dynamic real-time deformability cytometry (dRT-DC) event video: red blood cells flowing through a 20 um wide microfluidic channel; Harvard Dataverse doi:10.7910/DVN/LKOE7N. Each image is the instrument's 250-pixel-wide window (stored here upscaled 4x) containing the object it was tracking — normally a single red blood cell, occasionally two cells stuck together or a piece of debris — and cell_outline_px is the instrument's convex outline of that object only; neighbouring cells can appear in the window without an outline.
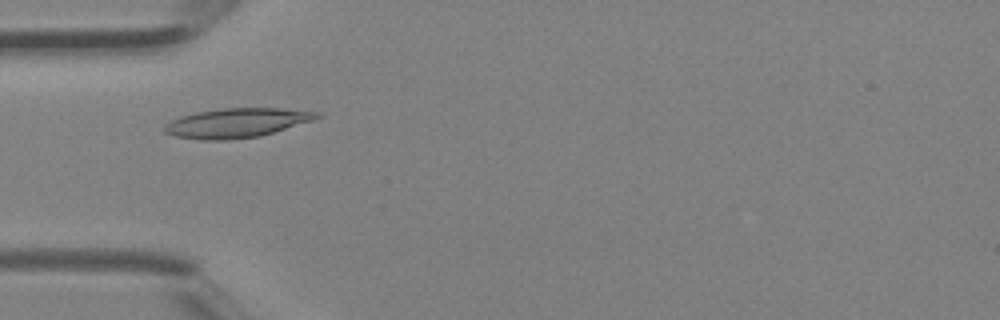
{"species": "Egyptian fruit bat (a non-hibernating species)", "species_latin": "Rousettus aegyptiacus", "temperature_condition": "room temperature", "stored_images_in_passage": 18, "camera_frame_rate_fps": 3000, "um_per_image_px": 0.085, "animal": {"sex": "female"}, "frame": {"image": 1, "passage_image": 1, "time_ms": 0.0, "image_size_px": [1000, 320], "cell_outline_px": [[320, 116], [312, 120], [260, 136], [224, 140], [200, 140], [176, 136], [164, 132], [164, 124], [180, 116], [196, 112], [224, 108], [280, 108], [320, 112]], "centroid_in_image_um": [20.08, 10.44], "position_along_channel_um": 64.9, "area_um2": 25.84}}